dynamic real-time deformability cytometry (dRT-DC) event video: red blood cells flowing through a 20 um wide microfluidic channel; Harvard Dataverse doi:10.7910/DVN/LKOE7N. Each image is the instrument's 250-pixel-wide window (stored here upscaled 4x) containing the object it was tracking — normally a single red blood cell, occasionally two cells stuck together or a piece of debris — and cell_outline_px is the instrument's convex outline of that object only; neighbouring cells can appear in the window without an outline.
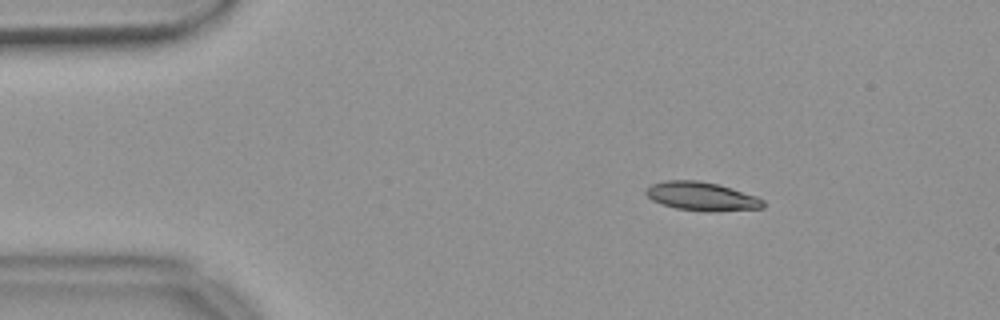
{"species": "common noctule bat (a hibernating species)", "species_latin": "Nyctalus noctula", "temperature_condition": "warm", "stored_images_in_passage": 54, "camera_frame_rate_fps": 3000, "um_per_image_px": 0.085, "animal": {"sex": "female", "body_mass_g": 18.4}, "frame": {"image": 1, "passage_image": 8, "time_ms": 2.333, "image_size_px": [1000, 320], "cell_outline_px": [[764, 208], [712, 212], [704, 212], [676, 208], [660, 204], [652, 200], [644, 192], [644, 188], [652, 184], [664, 180], [696, 180], [716, 184], [732, 188], [756, 196], [764, 200]], "centroid_in_image_um": [59.62, 16.7], "position_along_channel_um": 25.4, "area_um2": 19.77}}
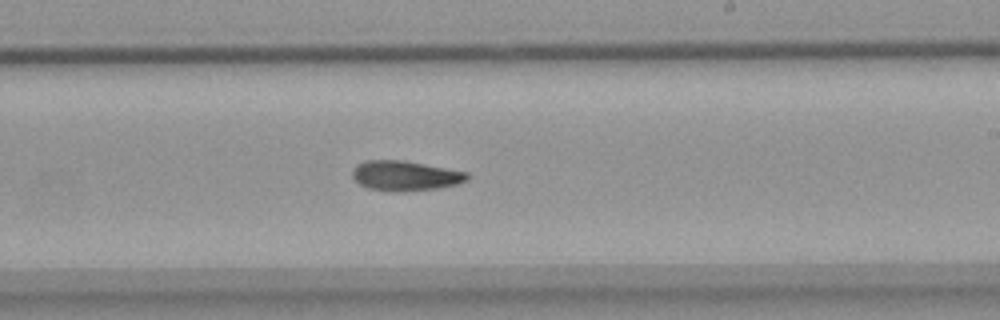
{"frame": {"image": 2, "passage_image": 32, "time_ms": 10.333, "image_size_px": [1000, 320], "cell_outline_px": [[468, 180], [456, 184], [436, 188], [404, 192], [396, 192], [368, 188], [360, 184], [352, 176], [352, 172], [356, 164], [364, 160], [404, 160], [468, 172]], "centroid_in_image_um": [34.42, 14.93], "position_along_channel_um": 254.6, "area_um2": 20.06}}
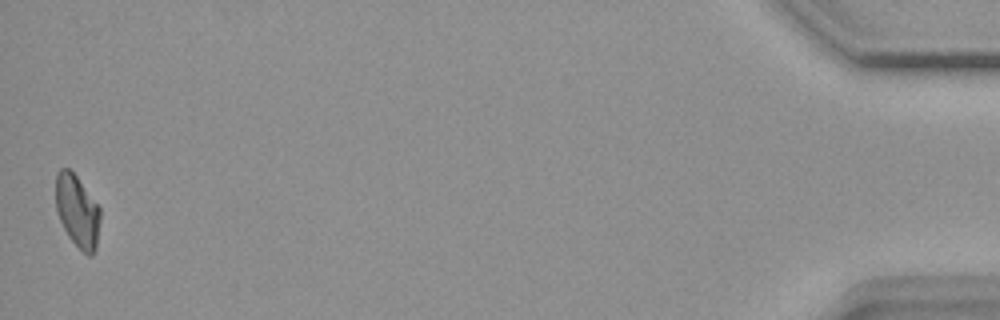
{"frame": {"image": 3, "passage_image": 54, "time_ms": 17.667, "image_size_px": [1000, 320], "cell_outline_px": [[100, 220], [96, 248], [92, 256], [88, 256], [68, 236], [60, 220], [56, 208], [56, 172], [60, 168], [68, 168], [76, 176], [100, 208]], "centroid_in_image_um": [6.57, 17.94], "position_along_channel_um": 428.6, "area_um2": 18.5}, "authors_computed_cell_mechanics": {"area_um2": 19.5942, "velocity_mm_per_s": 3.6659, "shape_relaxation_time_tau1_ms": 10.0658, "shape_relaxation_time_tau2_ms": null, "deformation_change_tau1": 0.2186, "deformation_change_tau2": null}}